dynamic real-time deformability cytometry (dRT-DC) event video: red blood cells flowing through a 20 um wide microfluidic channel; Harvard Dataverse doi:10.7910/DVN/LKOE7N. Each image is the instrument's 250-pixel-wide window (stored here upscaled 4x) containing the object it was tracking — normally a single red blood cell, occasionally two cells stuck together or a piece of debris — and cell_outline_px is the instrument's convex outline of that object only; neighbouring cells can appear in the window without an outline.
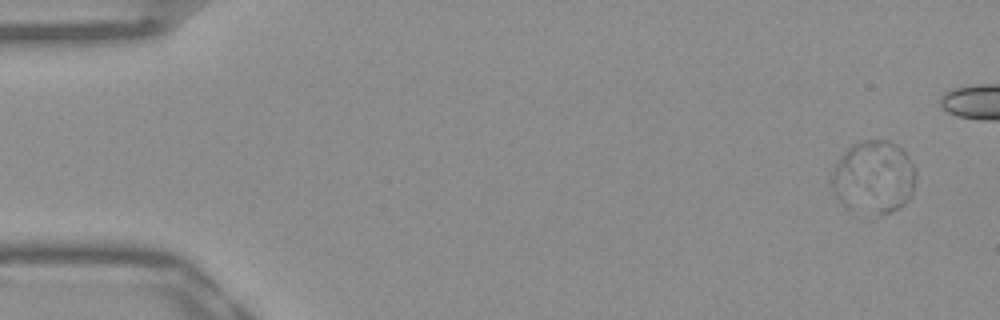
{"species": "Egyptian fruit bat (a non-hibernating species)", "species_latin": "Rousettus aegyptiacus", "temperature_condition": "warm", "stored_images_in_passage": 24, "camera_frame_rate_fps": 3000, "um_per_image_px": 0.085, "frame": {"image": 1, "passage_image": 3, "time_ms": 0.667, "image_size_px": [1000, 320], "cell_outline_px": [[916, 176], [912, 196], [900, 208], [888, 212], [880, 212], [848, 208], [832, 192], [832, 176], [836, 164], [844, 152], [848, 148], [860, 140], [888, 140], [896, 144], [908, 156], [916, 172]], "centroid_in_image_um": [74.29, 15.02], "position_along_channel_um": 10.7, "area_um2": 35.14}}
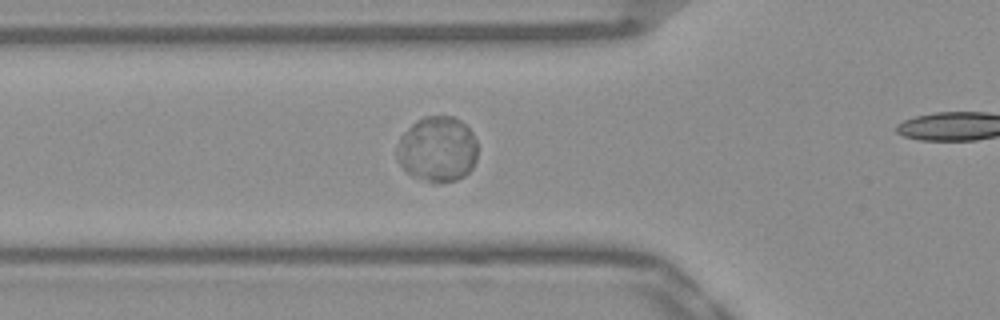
{"frame": {"image": 2, "passage_image": 19, "time_ms": 6.0, "image_size_px": [1000, 320], "cell_outline_px": [[476, 160], [472, 168], [464, 176], [456, 180], [440, 184], [436, 184], [412, 176], [396, 160], [396, 152], [400, 136], [416, 120], [424, 116], [452, 116], [460, 120], [472, 132], [476, 140]], "centroid_in_image_um": [37.17, 12.69], "position_along_channel_um": 88.6, "area_um2": 31.04}}